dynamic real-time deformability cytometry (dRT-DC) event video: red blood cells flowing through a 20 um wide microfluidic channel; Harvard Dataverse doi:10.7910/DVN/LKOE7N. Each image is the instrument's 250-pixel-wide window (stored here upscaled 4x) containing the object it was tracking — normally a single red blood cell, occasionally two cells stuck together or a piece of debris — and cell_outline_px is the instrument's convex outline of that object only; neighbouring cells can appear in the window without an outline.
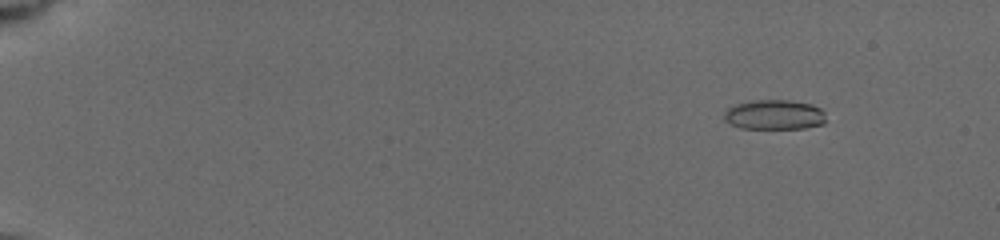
{"species": "common noctule bat (a hibernating species)", "species_latin": "Nyctalus noctula", "temperature_condition": "cold", "stored_images_in_passage": 27, "camera_frame_rate_fps": 3000, "um_per_image_px": 0.085, "animal": {"sex": "female", "body_mass_g": 19.5, "forearm_length_mm": 54.1}, "frame": {"image": 1, "passage_image": 7, "time_ms": 2.333, "image_size_px": [1000, 240], "cell_outline_px": [[824, 124], [804, 128], [740, 128], [724, 120], [724, 112], [732, 104], [752, 100], [788, 100], [812, 104], [820, 108], [824, 112]], "centroid_in_image_um": [65.79, 9.74], "position_along_channel_um": 19.2, "area_um2": 17.74}}
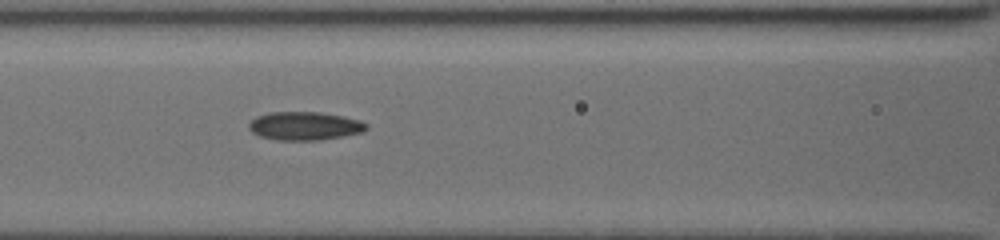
{"frame": {"image": 2, "passage_image": 22, "time_ms": 9.0, "image_size_px": [1000, 240], "cell_outline_px": [[368, 128], [364, 132], [344, 136], [320, 140], [276, 140], [260, 136], [252, 132], [248, 128], [248, 124], [256, 116], [272, 112], [320, 112], [344, 116], [360, 120], [368, 124]], "centroid_in_image_um": [25.92, 10.7], "position_along_channel_um": 140.7, "area_um2": 19.59}}
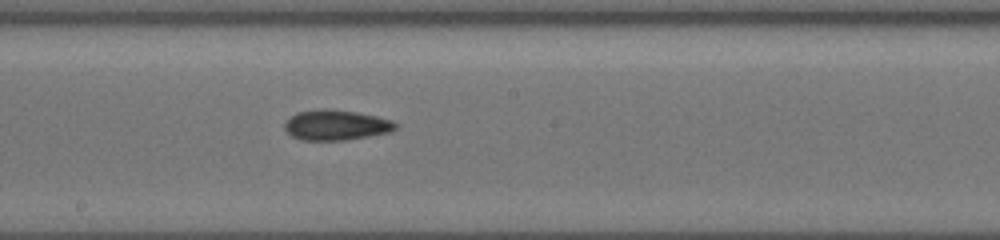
{"frame": {"image": 3, "passage_image": 27, "time_ms": 11.0, "image_size_px": [1000, 240], "cell_outline_px": [[396, 128], [392, 132], [348, 140], [300, 140], [292, 136], [284, 128], [284, 124], [296, 112], [324, 108], [328, 108], [356, 112], [376, 116], [392, 120], [396, 124]], "centroid_in_image_um": [28.58, 10.63], "position_along_channel_um": 219.6, "area_um2": 19.65}}